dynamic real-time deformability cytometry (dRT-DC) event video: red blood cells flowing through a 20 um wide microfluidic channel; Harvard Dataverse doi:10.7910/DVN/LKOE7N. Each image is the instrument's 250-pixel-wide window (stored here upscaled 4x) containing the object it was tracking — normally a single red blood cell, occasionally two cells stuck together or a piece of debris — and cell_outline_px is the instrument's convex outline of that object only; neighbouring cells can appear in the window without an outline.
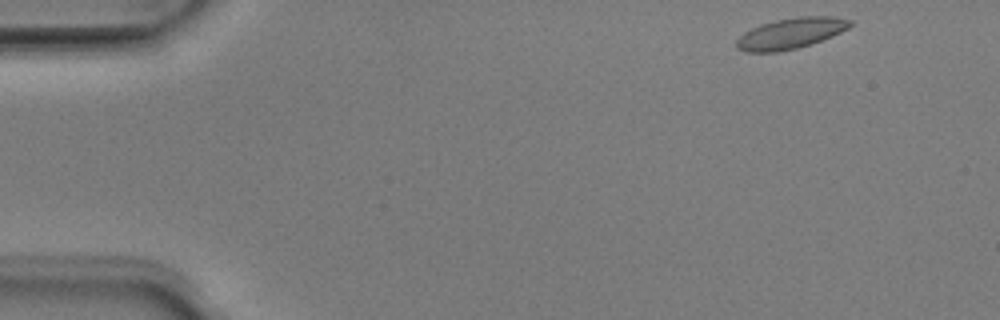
{"species": "Egyptian fruit bat (a non-hibernating species)", "species_latin": "Rousettus aegyptiacus", "temperature_condition": "room temperature", "stored_images_in_passage": 47, "camera_frame_rate_fps": 3000, "um_per_image_px": 0.085, "animal": {"sex": "male"}, "frame": {"image": 1, "passage_image": 1, "time_ms": 0.0, "image_size_px": [1000, 320], "cell_outline_px": [[856, 24], [832, 36], [812, 44], [796, 48], [776, 52], [744, 52], [736, 48], [736, 40], [744, 32], [760, 24], [776, 20], [800, 16], [832, 16], [852, 20]], "centroid_in_image_um": [67.23, 2.83], "position_along_channel_um": 17.8, "area_um2": 20.52}}
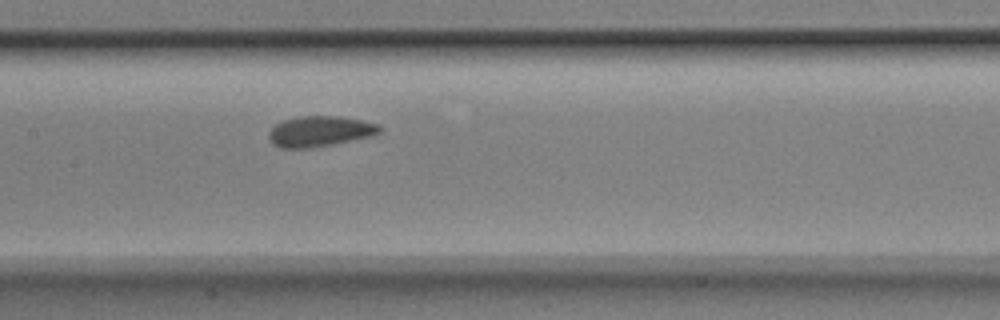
{"frame": {"image": 2, "passage_image": 21, "time_ms": 6.667, "image_size_px": [1000, 320], "cell_outline_px": [[384, 128], [376, 136], [332, 144], [308, 148], [280, 148], [272, 144], [268, 140], [268, 132], [276, 124], [284, 120], [300, 116], [340, 116], [380, 124]], "centroid_in_image_um": [27.22, 11.17], "position_along_channel_um": 180.2, "area_um2": 20.0}}
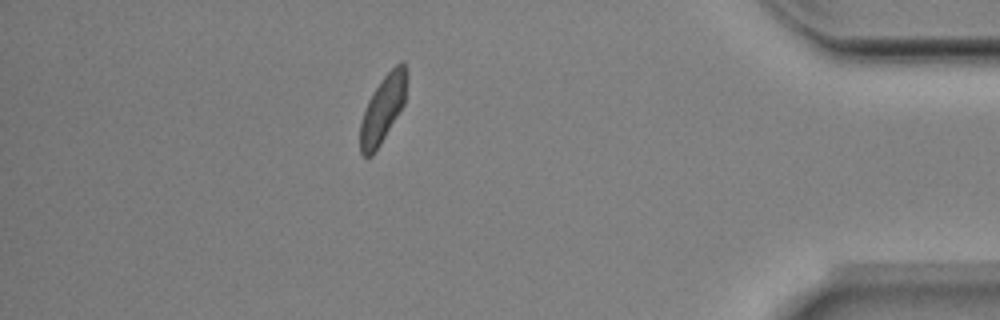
{"frame": {"image": 3, "passage_image": 41, "time_ms": 13.333, "image_size_px": [1000, 320], "cell_outline_px": [[408, 76], [404, 104], [380, 144], [372, 156], [364, 156], [360, 152], [360, 124], [368, 100], [380, 80], [400, 60], [404, 60], [408, 72]], "centroid_in_image_um": [32.57, 9.2], "position_along_channel_um": 402.6, "area_um2": 18.21}, "authors_computed_cell_mechanics": {"area_um2": 19.363, "velocity_mm_per_s": 3.961, "shape_relaxation_time_tau1_ms": 3.3378, "shape_relaxation_time_tau2_ms": 1.2673, "deformation_change_tau1": 0.1406, "deformation_change_tau2": 0.0584}}